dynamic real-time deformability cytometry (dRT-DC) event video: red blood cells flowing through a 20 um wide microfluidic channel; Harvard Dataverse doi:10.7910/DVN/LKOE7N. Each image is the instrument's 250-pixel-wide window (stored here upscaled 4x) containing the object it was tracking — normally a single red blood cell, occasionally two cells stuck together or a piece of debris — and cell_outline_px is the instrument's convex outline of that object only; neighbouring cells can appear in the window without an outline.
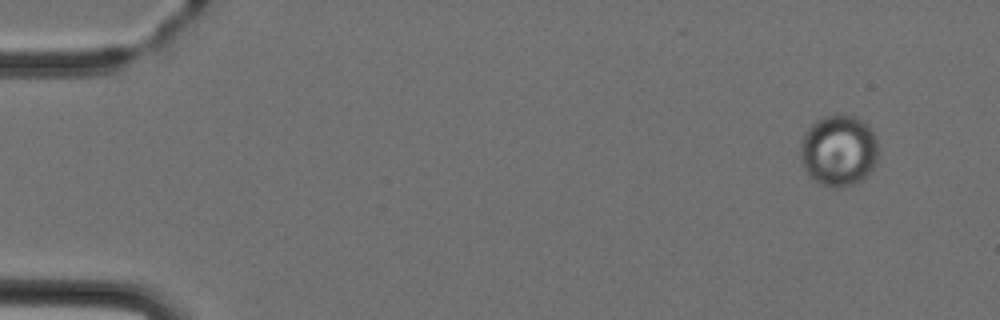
{"species": "Egyptian fruit bat (a non-hibernating species)", "species_latin": "Rousettus aegyptiacus", "temperature_condition": "cold", "stored_images_in_passage": 4, "camera_frame_rate_fps": 3000, "um_per_image_px": 0.085, "animal": {"sex": "female"}, "frame": {"image": 1, "passage_image": 1, "time_ms": 0.0, "image_size_px": [1000, 320], "cell_outline_px": [[876, 160], [872, 168], [864, 180], [860, 184], [844, 188], [832, 188], [820, 184], [812, 180], [804, 168], [800, 156], [800, 144], [808, 128], [816, 120], [824, 116], [836, 112], [856, 116], [876, 136]], "centroid_in_image_um": [71.27, 12.82], "position_along_channel_um": 13.7, "area_um2": 32.83}}
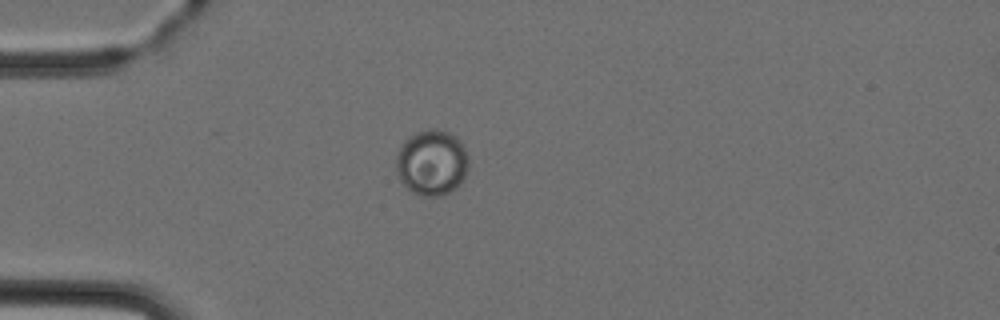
{"frame": {"image": 2, "passage_image": 4, "time_ms": 3.333, "image_size_px": [1000, 320], "cell_outline_px": [[468, 172], [464, 180], [456, 188], [440, 196], [420, 196], [412, 192], [400, 180], [396, 172], [396, 156], [404, 140], [416, 132], [424, 128], [436, 128], [448, 132], [456, 136], [464, 144], [468, 156]], "centroid_in_image_um": [36.73, 13.81], "position_along_channel_um": 48.3, "area_um2": 28.26}}